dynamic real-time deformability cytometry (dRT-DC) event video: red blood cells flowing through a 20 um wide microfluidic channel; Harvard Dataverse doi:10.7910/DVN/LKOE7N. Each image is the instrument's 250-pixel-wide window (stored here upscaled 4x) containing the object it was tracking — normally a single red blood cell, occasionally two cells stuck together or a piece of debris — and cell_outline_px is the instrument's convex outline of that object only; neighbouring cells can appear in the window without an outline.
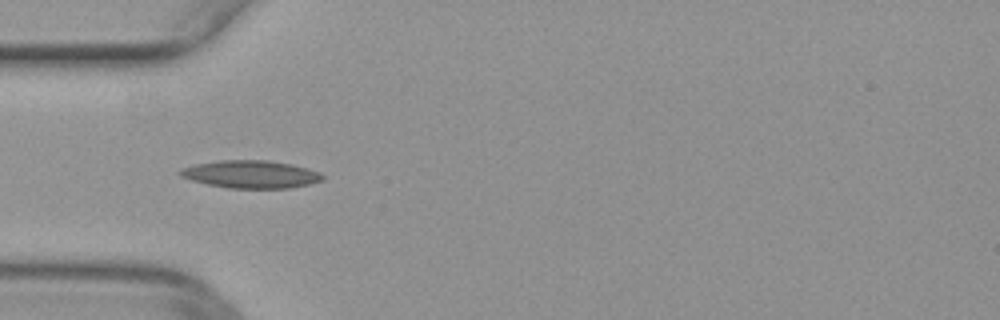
{"species": "common noctule bat (a hibernating species)", "species_latin": "Nyctalus noctula", "temperature_condition": "warm", "stored_images_in_passage": 39, "camera_frame_rate_fps": 3000, "um_per_image_px": 0.085, "animal": {"sex": "female", "body_mass_g": 29.2, "forearm_length_mm": 56.3}, "frame": {"image": 1, "passage_image": 4, "time_ms": 1.0, "image_size_px": [1000, 320], "cell_outline_px": [[324, 180], [308, 184], [288, 188], [228, 188], [208, 184], [192, 180], [180, 176], [176, 172], [180, 168], [196, 164], [220, 160], [268, 160], [288, 164], [320, 172], [324, 176]], "centroid_in_image_um": [21.27, 14.81], "position_along_channel_um": 63.7, "area_um2": 22.83}}
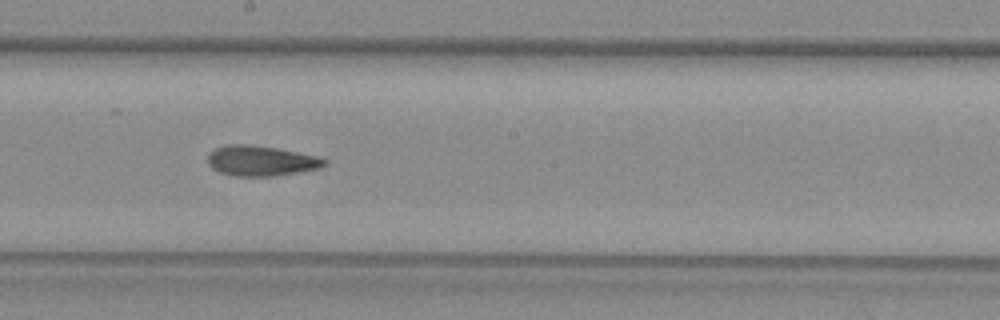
{"frame": {"image": 2, "passage_image": 16, "time_ms": 5.0, "image_size_px": [1000, 320], "cell_outline_px": [[328, 164], [320, 168], [276, 176], [232, 176], [220, 172], [212, 168], [208, 164], [208, 156], [216, 148], [228, 144], [240, 144], [276, 148], [316, 156], [328, 160]], "centroid_in_image_um": [22.2, 13.68], "position_along_channel_um": 226.0, "area_um2": 20.4}}
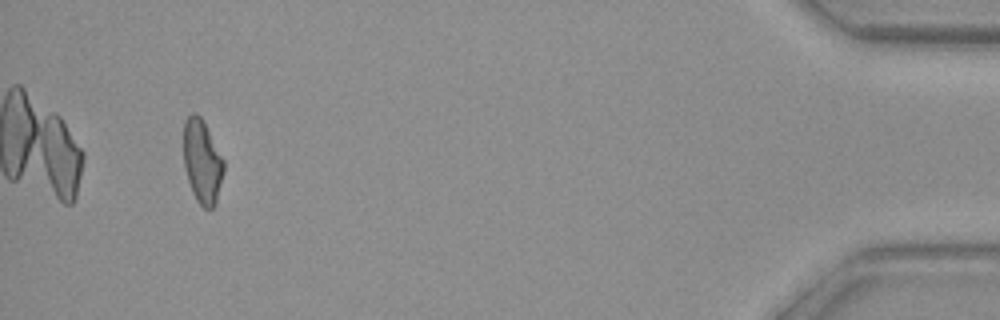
{"frame": {"image": 3, "passage_image": 36, "time_ms": 11.667, "image_size_px": [1000, 320], "cell_outline_px": [[224, 172], [216, 204], [212, 208], [204, 208], [196, 200], [192, 192], [188, 180], [184, 164], [184, 120], [192, 112], [196, 112], [200, 116], [224, 160]], "centroid_in_image_um": [17.19, 13.75], "position_along_channel_um": 418.0, "area_um2": 19.48}}